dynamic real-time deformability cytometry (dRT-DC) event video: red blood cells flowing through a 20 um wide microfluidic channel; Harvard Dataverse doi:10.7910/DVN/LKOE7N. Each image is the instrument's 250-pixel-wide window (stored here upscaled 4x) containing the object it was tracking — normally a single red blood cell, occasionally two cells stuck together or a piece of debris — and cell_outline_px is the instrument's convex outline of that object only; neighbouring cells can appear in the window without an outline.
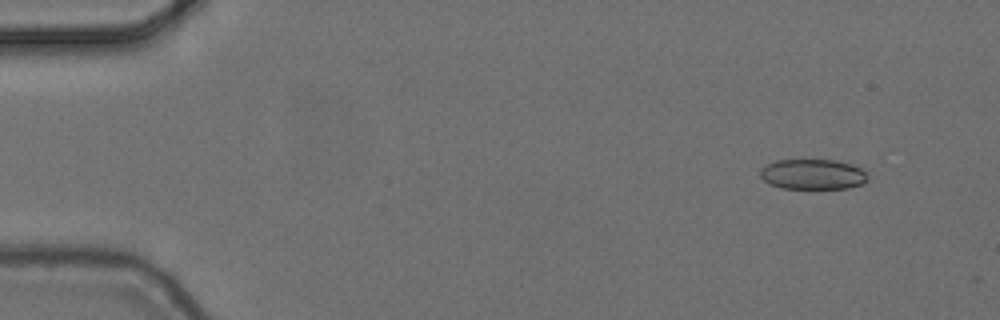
{"species": "common noctule bat (a hibernating species)", "species_latin": "Nyctalus noctula", "temperature_condition": "cold", "stored_images_in_passage": 5, "camera_frame_rate_fps": 3000, "um_per_image_px": 0.085, "animal": {"sex": "female", "body_mass_g": 24.6, "forearm_length_mm": 56.2}, "frame": {"image": 1, "passage_image": 2, "time_ms": 0.333, "image_size_px": [1000, 320], "cell_outline_px": [[868, 180], [864, 184], [848, 188], [780, 188], [764, 180], [760, 176], [760, 168], [776, 160], [836, 160], [852, 164], [860, 168], [868, 176]], "centroid_in_image_um": [69.11, 14.81], "position_along_channel_um": 15.9, "area_um2": 18.96}}
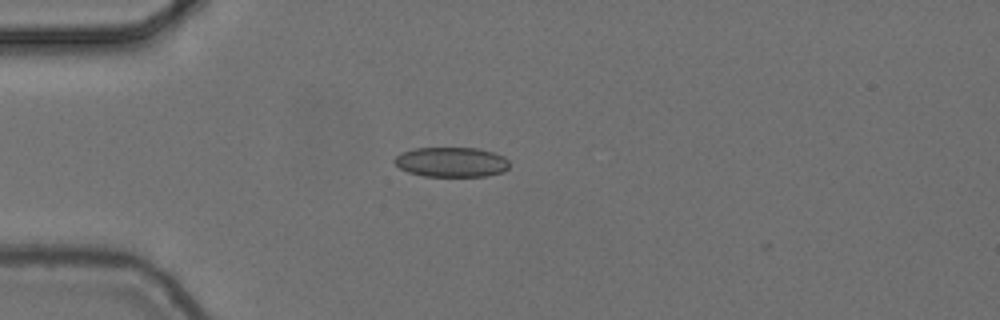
{"frame": {"image": 2, "passage_image": 5, "time_ms": 1.333, "image_size_px": [1000, 320], "cell_outline_px": [[508, 168], [504, 172], [484, 176], [424, 176], [408, 172], [400, 168], [392, 160], [400, 152], [412, 148], [480, 148], [504, 156], [508, 160]], "centroid_in_image_um": [38.35, 13.77], "position_along_channel_um": 46.6, "area_um2": 20.11}}